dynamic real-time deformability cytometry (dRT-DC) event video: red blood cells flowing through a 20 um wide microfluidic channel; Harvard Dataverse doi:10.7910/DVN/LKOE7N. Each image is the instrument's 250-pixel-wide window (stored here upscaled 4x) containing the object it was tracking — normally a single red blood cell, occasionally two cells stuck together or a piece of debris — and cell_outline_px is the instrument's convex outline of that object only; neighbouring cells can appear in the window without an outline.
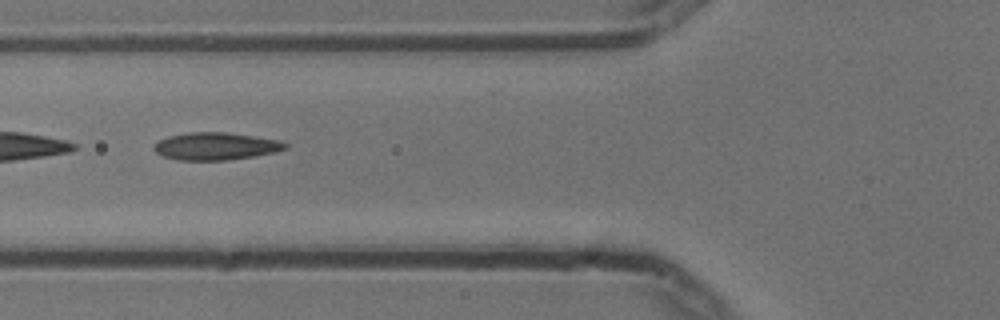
{"species": "common noctule bat (a hibernating species)", "species_latin": "Nyctalus noctula", "temperature_condition": "cold", "stored_images_in_passage": 12, "camera_frame_rate_fps": 3000, "um_per_image_px": 0.085, "animal": {"sex": "male", "body_mass_g": 13.3}, "frame": {"image": 1, "passage_image": 3, "time_ms": 0.667, "image_size_px": [1000, 320], "cell_outline_px": [[288, 148], [276, 152], [256, 156], [228, 160], [176, 160], [164, 156], [156, 152], [152, 148], [160, 140], [168, 136], [188, 132], [228, 132], [280, 140], [288, 144]], "centroid_in_image_um": [18.38, 12.43], "position_along_channel_um": 107.4, "area_um2": 21.15}}
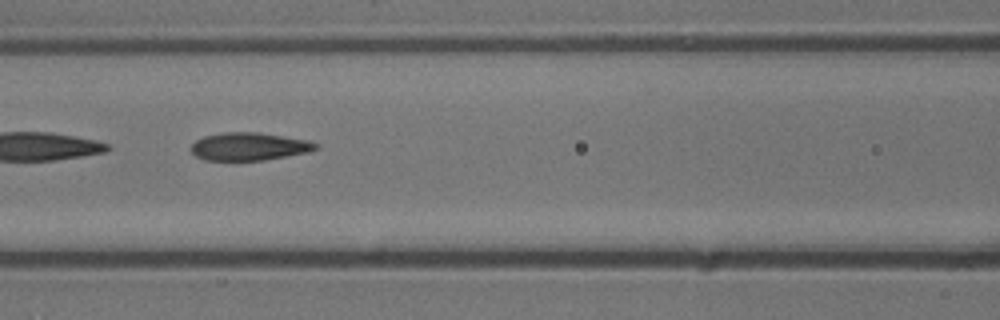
{"frame": {"image": 2, "passage_image": 6, "time_ms": 1.667, "image_size_px": [1000, 320], "cell_outline_px": [[320, 148], [308, 152], [288, 156], [264, 160], [204, 160], [196, 156], [188, 148], [196, 140], [204, 136], [220, 132], [260, 132], [312, 140], [320, 144]], "centroid_in_image_um": [21.22, 12.44], "position_along_channel_um": 145.4, "area_um2": 20.69}}